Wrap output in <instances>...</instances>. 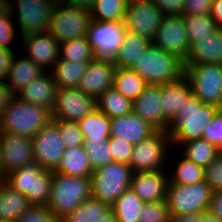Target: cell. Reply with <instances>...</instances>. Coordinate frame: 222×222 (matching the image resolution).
I'll return each instance as SVG.
<instances>
[{
  "label": "cell",
  "instance_id": "obj_7",
  "mask_svg": "<svg viewBox=\"0 0 222 222\" xmlns=\"http://www.w3.org/2000/svg\"><path fill=\"white\" fill-rule=\"evenodd\" d=\"M90 22V10L66 2H56L51 15L49 32L59 43H63L86 37Z\"/></svg>",
  "mask_w": 222,
  "mask_h": 222
},
{
  "label": "cell",
  "instance_id": "obj_50",
  "mask_svg": "<svg viewBox=\"0 0 222 222\" xmlns=\"http://www.w3.org/2000/svg\"><path fill=\"white\" fill-rule=\"evenodd\" d=\"M165 16L182 15L185 0H152Z\"/></svg>",
  "mask_w": 222,
  "mask_h": 222
},
{
  "label": "cell",
  "instance_id": "obj_10",
  "mask_svg": "<svg viewBox=\"0 0 222 222\" xmlns=\"http://www.w3.org/2000/svg\"><path fill=\"white\" fill-rule=\"evenodd\" d=\"M184 76L189 80L192 94L204 104L222 109V65L184 64Z\"/></svg>",
  "mask_w": 222,
  "mask_h": 222
},
{
  "label": "cell",
  "instance_id": "obj_51",
  "mask_svg": "<svg viewBox=\"0 0 222 222\" xmlns=\"http://www.w3.org/2000/svg\"><path fill=\"white\" fill-rule=\"evenodd\" d=\"M14 93L9 89L4 79H0V119L3 111L10 104L11 99L14 97Z\"/></svg>",
  "mask_w": 222,
  "mask_h": 222
},
{
  "label": "cell",
  "instance_id": "obj_61",
  "mask_svg": "<svg viewBox=\"0 0 222 222\" xmlns=\"http://www.w3.org/2000/svg\"><path fill=\"white\" fill-rule=\"evenodd\" d=\"M52 1H55V2H64V0H52Z\"/></svg>",
  "mask_w": 222,
  "mask_h": 222
},
{
  "label": "cell",
  "instance_id": "obj_15",
  "mask_svg": "<svg viewBox=\"0 0 222 222\" xmlns=\"http://www.w3.org/2000/svg\"><path fill=\"white\" fill-rule=\"evenodd\" d=\"M152 44L166 53L177 56L185 63L191 46L182 15L164 16Z\"/></svg>",
  "mask_w": 222,
  "mask_h": 222
},
{
  "label": "cell",
  "instance_id": "obj_26",
  "mask_svg": "<svg viewBox=\"0 0 222 222\" xmlns=\"http://www.w3.org/2000/svg\"><path fill=\"white\" fill-rule=\"evenodd\" d=\"M184 64H220L222 65V29L197 40L190 49Z\"/></svg>",
  "mask_w": 222,
  "mask_h": 222
},
{
  "label": "cell",
  "instance_id": "obj_30",
  "mask_svg": "<svg viewBox=\"0 0 222 222\" xmlns=\"http://www.w3.org/2000/svg\"><path fill=\"white\" fill-rule=\"evenodd\" d=\"M89 63L59 58L50 73L58 88L77 87Z\"/></svg>",
  "mask_w": 222,
  "mask_h": 222
},
{
  "label": "cell",
  "instance_id": "obj_41",
  "mask_svg": "<svg viewBox=\"0 0 222 222\" xmlns=\"http://www.w3.org/2000/svg\"><path fill=\"white\" fill-rule=\"evenodd\" d=\"M83 147L88 155V160L93 171L113 162L108 139L84 140Z\"/></svg>",
  "mask_w": 222,
  "mask_h": 222
},
{
  "label": "cell",
  "instance_id": "obj_44",
  "mask_svg": "<svg viewBox=\"0 0 222 222\" xmlns=\"http://www.w3.org/2000/svg\"><path fill=\"white\" fill-rule=\"evenodd\" d=\"M15 222H63L44 205H31Z\"/></svg>",
  "mask_w": 222,
  "mask_h": 222
},
{
  "label": "cell",
  "instance_id": "obj_53",
  "mask_svg": "<svg viewBox=\"0 0 222 222\" xmlns=\"http://www.w3.org/2000/svg\"><path fill=\"white\" fill-rule=\"evenodd\" d=\"M14 53L12 50L0 49V79L6 77Z\"/></svg>",
  "mask_w": 222,
  "mask_h": 222
},
{
  "label": "cell",
  "instance_id": "obj_22",
  "mask_svg": "<svg viewBox=\"0 0 222 222\" xmlns=\"http://www.w3.org/2000/svg\"><path fill=\"white\" fill-rule=\"evenodd\" d=\"M156 130L133 111L125 116L111 118V136L129 144L149 138Z\"/></svg>",
  "mask_w": 222,
  "mask_h": 222
},
{
  "label": "cell",
  "instance_id": "obj_35",
  "mask_svg": "<svg viewBox=\"0 0 222 222\" xmlns=\"http://www.w3.org/2000/svg\"><path fill=\"white\" fill-rule=\"evenodd\" d=\"M179 149H181L183 156L204 168L210 165L221 153L213 144L205 139L187 141Z\"/></svg>",
  "mask_w": 222,
  "mask_h": 222
},
{
  "label": "cell",
  "instance_id": "obj_4",
  "mask_svg": "<svg viewBox=\"0 0 222 222\" xmlns=\"http://www.w3.org/2000/svg\"><path fill=\"white\" fill-rule=\"evenodd\" d=\"M91 197V177H72L53 171L50 200L47 207L54 215L64 218Z\"/></svg>",
  "mask_w": 222,
  "mask_h": 222
},
{
  "label": "cell",
  "instance_id": "obj_46",
  "mask_svg": "<svg viewBox=\"0 0 222 222\" xmlns=\"http://www.w3.org/2000/svg\"><path fill=\"white\" fill-rule=\"evenodd\" d=\"M202 139L207 140L222 152V109L207 124Z\"/></svg>",
  "mask_w": 222,
  "mask_h": 222
},
{
  "label": "cell",
  "instance_id": "obj_3",
  "mask_svg": "<svg viewBox=\"0 0 222 222\" xmlns=\"http://www.w3.org/2000/svg\"><path fill=\"white\" fill-rule=\"evenodd\" d=\"M132 69L147 83L165 85L181 79L185 73L184 62L177 56L151 46L141 54Z\"/></svg>",
  "mask_w": 222,
  "mask_h": 222
},
{
  "label": "cell",
  "instance_id": "obj_48",
  "mask_svg": "<svg viewBox=\"0 0 222 222\" xmlns=\"http://www.w3.org/2000/svg\"><path fill=\"white\" fill-rule=\"evenodd\" d=\"M13 16H1L0 17V49L12 50L9 45L13 43L15 30Z\"/></svg>",
  "mask_w": 222,
  "mask_h": 222
},
{
  "label": "cell",
  "instance_id": "obj_28",
  "mask_svg": "<svg viewBox=\"0 0 222 222\" xmlns=\"http://www.w3.org/2000/svg\"><path fill=\"white\" fill-rule=\"evenodd\" d=\"M31 206L27 197L0 179V220L15 222Z\"/></svg>",
  "mask_w": 222,
  "mask_h": 222
},
{
  "label": "cell",
  "instance_id": "obj_34",
  "mask_svg": "<svg viewBox=\"0 0 222 222\" xmlns=\"http://www.w3.org/2000/svg\"><path fill=\"white\" fill-rule=\"evenodd\" d=\"M148 84L132 69L116 67L113 87L132 102Z\"/></svg>",
  "mask_w": 222,
  "mask_h": 222
},
{
  "label": "cell",
  "instance_id": "obj_36",
  "mask_svg": "<svg viewBox=\"0 0 222 222\" xmlns=\"http://www.w3.org/2000/svg\"><path fill=\"white\" fill-rule=\"evenodd\" d=\"M110 212L111 206L108 203L91 197L68 213L62 220L63 222H92L105 217Z\"/></svg>",
  "mask_w": 222,
  "mask_h": 222
},
{
  "label": "cell",
  "instance_id": "obj_55",
  "mask_svg": "<svg viewBox=\"0 0 222 222\" xmlns=\"http://www.w3.org/2000/svg\"><path fill=\"white\" fill-rule=\"evenodd\" d=\"M202 213L171 216L170 222H201Z\"/></svg>",
  "mask_w": 222,
  "mask_h": 222
},
{
  "label": "cell",
  "instance_id": "obj_25",
  "mask_svg": "<svg viewBox=\"0 0 222 222\" xmlns=\"http://www.w3.org/2000/svg\"><path fill=\"white\" fill-rule=\"evenodd\" d=\"M15 55L14 53L10 68L4 80L14 95H17L30 82L34 81L45 71L26 55L20 58H17Z\"/></svg>",
  "mask_w": 222,
  "mask_h": 222
},
{
  "label": "cell",
  "instance_id": "obj_19",
  "mask_svg": "<svg viewBox=\"0 0 222 222\" xmlns=\"http://www.w3.org/2000/svg\"><path fill=\"white\" fill-rule=\"evenodd\" d=\"M132 111L156 131H167L169 122L163 117L161 85L148 84L133 101Z\"/></svg>",
  "mask_w": 222,
  "mask_h": 222
},
{
  "label": "cell",
  "instance_id": "obj_49",
  "mask_svg": "<svg viewBox=\"0 0 222 222\" xmlns=\"http://www.w3.org/2000/svg\"><path fill=\"white\" fill-rule=\"evenodd\" d=\"M213 0H185L182 15H209Z\"/></svg>",
  "mask_w": 222,
  "mask_h": 222
},
{
  "label": "cell",
  "instance_id": "obj_23",
  "mask_svg": "<svg viewBox=\"0 0 222 222\" xmlns=\"http://www.w3.org/2000/svg\"><path fill=\"white\" fill-rule=\"evenodd\" d=\"M57 85L54 77L49 71H45L42 75L30 82L16 96L21 100L39 105L52 111L55 105Z\"/></svg>",
  "mask_w": 222,
  "mask_h": 222
},
{
  "label": "cell",
  "instance_id": "obj_52",
  "mask_svg": "<svg viewBox=\"0 0 222 222\" xmlns=\"http://www.w3.org/2000/svg\"><path fill=\"white\" fill-rule=\"evenodd\" d=\"M207 210L222 221V191L212 192Z\"/></svg>",
  "mask_w": 222,
  "mask_h": 222
},
{
  "label": "cell",
  "instance_id": "obj_21",
  "mask_svg": "<svg viewBox=\"0 0 222 222\" xmlns=\"http://www.w3.org/2000/svg\"><path fill=\"white\" fill-rule=\"evenodd\" d=\"M167 173L166 170L133 173L130 189L144 202L166 201L169 184Z\"/></svg>",
  "mask_w": 222,
  "mask_h": 222
},
{
  "label": "cell",
  "instance_id": "obj_56",
  "mask_svg": "<svg viewBox=\"0 0 222 222\" xmlns=\"http://www.w3.org/2000/svg\"><path fill=\"white\" fill-rule=\"evenodd\" d=\"M96 0H64V2L90 10Z\"/></svg>",
  "mask_w": 222,
  "mask_h": 222
},
{
  "label": "cell",
  "instance_id": "obj_54",
  "mask_svg": "<svg viewBox=\"0 0 222 222\" xmlns=\"http://www.w3.org/2000/svg\"><path fill=\"white\" fill-rule=\"evenodd\" d=\"M210 16L217 27L222 29V0H213Z\"/></svg>",
  "mask_w": 222,
  "mask_h": 222
},
{
  "label": "cell",
  "instance_id": "obj_24",
  "mask_svg": "<svg viewBox=\"0 0 222 222\" xmlns=\"http://www.w3.org/2000/svg\"><path fill=\"white\" fill-rule=\"evenodd\" d=\"M192 95L191 84L185 76L161 85L163 117L171 123Z\"/></svg>",
  "mask_w": 222,
  "mask_h": 222
},
{
  "label": "cell",
  "instance_id": "obj_17",
  "mask_svg": "<svg viewBox=\"0 0 222 222\" xmlns=\"http://www.w3.org/2000/svg\"><path fill=\"white\" fill-rule=\"evenodd\" d=\"M1 145V179L34 161L32 138L2 132Z\"/></svg>",
  "mask_w": 222,
  "mask_h": 222
},
{
  "label": "cell",
  "instance_id": "obj_58",
  "mask_svg": "<svg viewBox=\"0 0 222 222\" xmlns=\"http://www.w3.org/2000/svg\"><path fill=\"white\" fill-rule=\"evenodd\" d=\"M201 222H222L217 216L208 210L202 212Z\"/></svg>",
  "mask_w": 222,
  "mask_h": 222
},
{
  "label": "cell",
  "instance_id": "obj_6",
  "mask_svg": "<svg viewBox=\"0 0 222 222\" xmlns=\"http://www.w3.org/2000/svg\"><path fill=\"white\" fill-rule=\"evenodd\" d=\"M133 173L129 165L115 161L94 170L91 176L92 197L111 206L130 188Z\"/></svg>",
  "mask_w": 222,
  "mask_h": 222
},
{
  "label": "cell",
  "instance_id": "obj_32",
  "mask_svg": "<svg viewBox=\"0 0 222 222\" xmlns=\"http://www.w3.org/2000/svg\"><path fill=\"white\" fill-rule=\"evenodd\" d=\"M144 204L145 202L132 189L128 188L111 205V212L118 222H139Z\"/></svg>",
  "mask_w": 222,
  "mask_h": 222
},
{
  "label": "cell",
  "instance_id": "obj_33",
  "mask_svg": "<svg viewBox=\"0 0 222 222\" xmlns=\"http://www.w3.org/2000/svg\"><path fill=\"white\" fill-rule=\"evenodd\" d=\"M97 109L110 118L125 116L132 112L133 102L117 89L110 87L96 99Z\"/></svg>",
  "mask_w": 222,
  "mask_h": 222
},
{
  "label": "cell",
  "instance_id": "obj_38",
  "mask_svg": "<svg viewBox=\"0 0 222 222\" xmlns=\"http://www.w3.org/2000/svg\"><path fill=\"white\" fill-rule=\"evenodd\" d=\"M190 46L214 33L218 27L209 15H182Z\"/></svg>",
  "mask_w": 222,
  "mask_h": 222
},
{
  "label": "cell",
  "instance_id": "obj_47",
  "mask_svg": "<svg viewBox=\"0 0 222 222\" xmlns=\"http://www.w3.org/2000/svg\"><path fill=\"white\" fill-rule=\"evenodd\" d=\"M204 181L213 192L222 191V152L204 171Z\"/></svg>",
  "mask_w": 222,
  "mask_h": 222
},
{
  "label": "cell",
  "instance_id": "obj_20",
  "mask_svg": "<svg viewBox=\"0 0 222 222\" xmlns=\"http://www.w3.org/2000/svg\"><path fill=\"white\" fill-rule=\"evenodd\" d=\"M116 65L110 59L95 58L88 64L81 77L78 88L96 99L110 87H113Z\"/></svg>",
  "mask_w": 222,
  "mask_h": 222
},
{
  "label": "cell",
  "instance_id": "obj_9",
  "mask_svg": "<svg viewBox=\"0 0 222 222\" xmlns=\"http://www.w3.org/2000/svg\"><path fill=\"white\" fill-rule=\"evenodd\" d=\"M171 147V148H170ZM172 150L167 131H156L149 138L134 145L129 166L134 173L166 170Z\"/></svg>",
  "mask_w": 222,
  "mask_h": 222
},
{
  "label": "cell",
  "instance_id": "obj_60",
  "mask_svg": "<svg viewBox=\"0 0 222 222\" xmlns=\"http://www.w3.org/2000/svg\"><path fill=\"white\" fill-rule=\"evenodd\" d=\"M2 131L0 130V179H1V145H2Z\"/></svg>",
  "mask_w": 222,
  "mask_h": 222
},
{
  "label": "cell",
  "instance_id": "obj_18",
  "mask_svg": "<svg viewBox=\"0 0 222 222\" xmlns=\"http://www.w3.org/2000/svg\"><path fill=\"white\" fill-rule=\"evenodd\" d=\"M25 55L44 71H51L60 58V43L50 33L30 34L20 38ZM50 70H49V69Z\"/></svg>",
  "mask_w": 222,
  "mask_h": 222
},
{
  "label": "cell",
  "instance_id": "obj_27",
  "mask_svg": "<svg viewBox=\"0 0 222 222\" xmlns=\"http://www.w3.org/2000/svg\"><path fill=\"white\" fill-rule=\"evenodd\" d=\"M151 44L149 39L126 29L124 41L112 61L116 67L132 68Z\"/></svg>",
  "mask_w": 222,
  "mask_h": 222
},
{
  "label": "cell",
  "instance_id": "obj_13",
  "mask_svg": "<svg viewBox=\"0 0 222 222\" xmlns=\"http://www.w3.org/2000/svg\"><path fill=\"white\" fill-rule=\"evenodd\" d=\"M32 141L34 161L45 170L55 171L66 149L58 130V119L46 124Z\"/></svg>",
  "mask_w": 222,
  "mask_h": 222
},
{
  "label": "cell",
  "instance_id": "obj_37",
  "mask_svg": "<svg viewBox=\"0 0 222 222\" xmlns=\"http://www.w3.org/2000/svg\"><path fill=\"white\" fill-rule=\"evenodd\" d=\"M128 2L129 0H96L90 9L91 20L124 21Z\"/></svg>",
  "mask_w": 222,
  "mask_h": 222
},
{
  "label": "cell",
  "instance_id": "obj_2",
  "mask_svg": "<svg viewBox=\"0 0 222 222\" xmlns=\"http://www.w3.org/2000/svg\"><path fill=\"white\" fill-rule=\"evenodd\" d=\"M51 120L50 110L23 101L15 95L3 111L0 130L33 138Z\"/></svg>",
  "mask_w": 222,
  "mask_h": 222
},
{
  "label": "cell",
  "instance_id": "obj_43",
  "mask_svg": "<svg viewBox=\"0 0 222 222\" xmlns=\"http://www.w3.org/2000/svg\"><path fill=\"white\" fill-rule=\"evenodd\" d=\"M58 130L64 141L65 148L83 146L84 139L78 122L58 120Z\"/></svg>",
  "mask_w": 222,
  "mask_h": 222
},
{
  "label": "cell",
  "instance_id": "obj_57",
  "mask_svg": "<svg viewBox=\"0 0 222 222\" xmlns=\"http://www.w3.org/2000/svg\"><path fill=\"white\" fill-rule=\"evenodd\" d=\"M11 15V0H0V17Z\"/></svg>",
  "mask_w": 222,
  "mask_h": 222
},
{
  "label": "cell",
  "instance_id": "obj_12",
  "mask_svg": "<svg viewBox=\"0 0 222 222\" xmlns=\"http://www.w3.org/2000/svg\"><path fill=\"white\" fill-rule=\"evenodd\" d=\"M125 30L124 21L102 22L91 20L86 37L95 58L113 60L124 41Z\"/></svg>",
  "mask_w": 222,
  "mask_h": 222
},
{
  "label": "cell",
  "instance_id": "obj_59",
  "mask_svg": "<svg viewBox=\"0 0 222 222\" xmlns=\"http://www.w3.org/2000/svg\"><path fill=\"white\" fill-rule=\"evenodd\" d=\"M92 222H118V221L116 220V217L113 215V213L110 212L105 217H101V218H99V220H95Z\"/></svg>",
  "mask_w": 222,
  "mask_h": 222
},
{
  "label": "cell",
  "instance_id": "obj_40",
  "mask_svg": "<svg viewBox=\"0 0 222 222\" xmlns=\"http://www.w3.org/2000/svg\"><path fill=\"white\" fill-rule=\"evenodd\" d=\"M60 58L69 61L91 62L95 56L87 37H80L60 43Z\"/></svg>",
  "mask_w": 222,
  "mask_h": 222
},
{
  "label": "cell",
  "instance_id": "obj_1",
  "mask_svg": "<svg viewBox=\"0 0 222 222\" xmlns=\"http://www.w3.org/2000/svg\"><path fill=\"white\" fill-rule=\"evenodd\" d=\"M220 109L212 104H204L192 95L169 124L167 133L170 135L171 145L178 148L187 141L202 139L207 124Z\"/></svg>",
  "mask_w": 222,
  "mask_h": 222
},
{
  "label": "cell",
  "instance_id": "obj_29",
  "mask_svg": "<svg viewBox=\"0 0 222 222\" xmlns=\"http://www.w3.org/2000/svg\"><path fill=\"white\" fill-rule=\"evenodd\" d=\"M55 172L72 177H91L93 170L84 147L66 148Z\"/></svg>",
  "mask_w": 222,
  "mask_h": 222
},
{
  "label": "cell",
  "instance_id": "obj_45",
  "mask_svg": "<svg viewBox=\"0 0 222 222\" xmlns=\"http://www.w3.org/2000/svg\"><path fill=\"white\" fill-rule=\"evenodd\" d=\"M108 144L113 161L129 165L134 145L112 136Z\"/></svg>",
  "mask_w": 222,
  "mask_h": 222
},
{
  "label": "cell",
  "instance_id": "obj_42",
  "mask_svg": "<svg viewBox=\"0 0 222 222\" xmlns=\"http://www.w3.org/2000/svg\"><path fill=\"white\" fill-rule=\"evenodd\" d=\"M170 218L166 201L145 202L142 206L139 222H170Z\"/></svg>",
  "mask_w": 222,
  "mask_h": 222
},
{
  "label": "cell",
  "instance_id": "obj_11",
  "mask_svg": "<svg viewBox=\"0 0 222 222\" xmlns=\"http://www.w3.org/2000/svg\"><path fill=\"white\" fill-rule=\"evenodd\" d=\"M55 3L52 0H11V15L16 18L20 38L49 32Z\"/></svg>",
  "mask_w": 222,
  "mask_h": 222
},
{
  "label": "cell",
  "instance_id": "obj_5",
  "mask_svg": "<svg viewBox=\"0 0 222 222\" xmlns=\"http://www.w3.org/2000/svg\"><path fill=\"white\" fill-rule=\"evenodd\" d=\"M53 171L45 170L33 161L6 175L2 180L24 194L31 205L47 206L50 200Z\"/></svg>",
  "mask_w": 222,
  "mask_h": 222
},
{
  "label": "cell",
  "instance_id": "obj_14",
  "mask_svg": "<svg viewBox=\"0 0 222 222\" xmlns=\"http://www.w3.org/2000/svg\"><path fill=\"white\" fill-rule=\"evenodd\" d=\"M97 109L96 98L78 87L58 88L51 118L78 122Z\"/></svg>",
  "mask_w": 222,
  "mask_h": 222
},
{
  "label": "cell",
  "instance_id": "obj_8",
  "mask_svg": "<svg viewBox=\"0 0 222 222\" xmlns=\"http://www.w3.org/2000/svg\"><path fill=\"white\" fill-rule=\"evenodd\" d=\"M211 187L203 180L195 184H168L166 203L170 216L202 213L208 209Z\"/></svg>",
  "mask_w": 222,
  "mask_h": 222
},
{
  "label": "cell",
  "instance_id": "obj_16",
  "mask_svg": "<svg viewBox=\"0 0 222 222\" xmlns=\"http://www.w3.org/2000/svg\"><path fill=\"white\" fill-rule=\"evenodd\" d=\"M165 15L152 0L129 1L125 12L126 29L153 40Z\"/></svg>",
  "mask_w": 222,
  "mask_h": 222
},
{
  "label": "cell",
  "instance_id": "obj_31",
  "mask_svg": "<svg viewBox=\"0 0 222 222\" xmlns=\"http://www.w3.org/2000/svg\"><path fill=\"white\" fill-rule=\"evenodd\" d=\"M84 140H107L111 137V118L95 109L78 121Z\"/></svg>",
  "mask_w": 222,
  "mask_h": 222
},
{
  "label": "cell",
  "instance_id": "obj_39",
  "mask_svg": "<svg viewBox=\"0 0 222 222\" xmlns=\"http://www.w3.org/2000/svg\"><path fill=\"white\" fill-rule=\"evenodd\" d=\"M180 161L175 163L172 174L169 176V183L189 185L204 180L205 168L190 161L182 155Z\"/></svg>",
  "mask_w": 222,
  "mask_h": 222
}]
</instances>
